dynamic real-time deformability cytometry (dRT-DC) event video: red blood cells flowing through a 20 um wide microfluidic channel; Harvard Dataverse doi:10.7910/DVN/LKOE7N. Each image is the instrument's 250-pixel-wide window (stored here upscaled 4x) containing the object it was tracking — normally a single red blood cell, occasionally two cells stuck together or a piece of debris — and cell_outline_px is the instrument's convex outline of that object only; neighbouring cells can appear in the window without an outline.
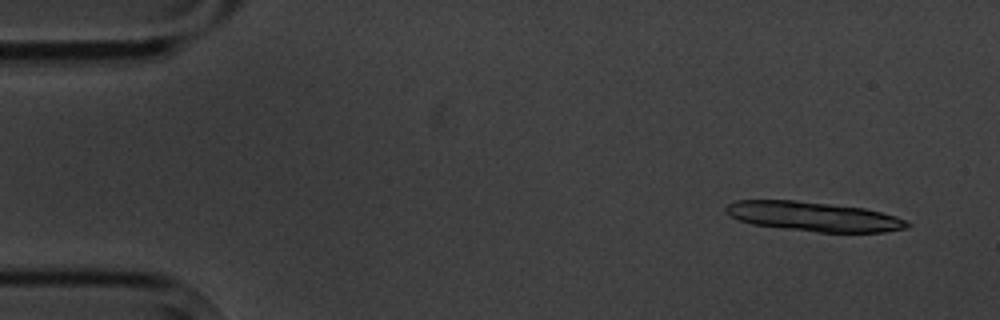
{"species": "common noctule bat (a hibernating species)", "species_latin": "Nyctalus noctula", "temperature_condition": "cold", "stored_images_in_passage": 4, "camera_frame_rate_fps": 3000, "um_per_image_px": 0.085, "animal": {"sex": "male", "body_mass_g": 20.1, "forearm_length_mm": 53.5}, "frame": {"image": 1, "passage_image": 1, "time_ms": 0.0, "image_size_px": [1000, 320], "cell_outline_px": [[912, 224], [908, 228], [884, 232], [816, 232], [752, 224], [728, 216], [724, 212], [724, 208], [728, 204], [736, 200], [796, 200], [864, 208], [896, 216]], "centroid_in_image_um": [69.13, 18.4], "position_along_channel_um": 15.9, "area_um2": 31.15}}